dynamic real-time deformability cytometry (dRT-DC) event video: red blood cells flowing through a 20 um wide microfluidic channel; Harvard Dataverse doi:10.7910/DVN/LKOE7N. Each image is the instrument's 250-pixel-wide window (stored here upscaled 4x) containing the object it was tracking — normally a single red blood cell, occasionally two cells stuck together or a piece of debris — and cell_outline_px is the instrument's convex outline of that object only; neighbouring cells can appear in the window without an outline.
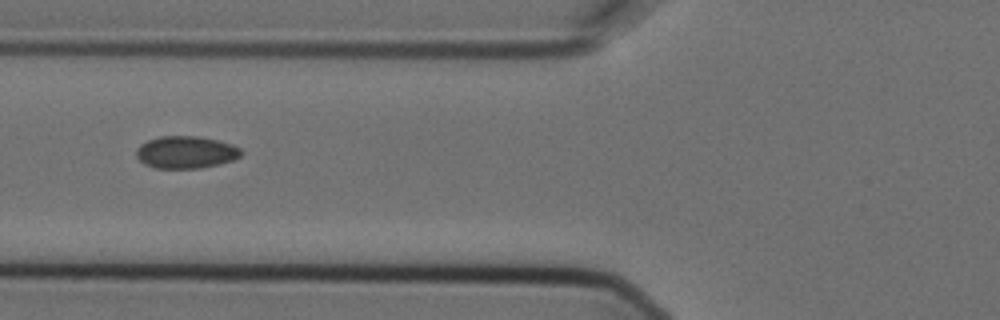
{"species": "Egyptian fruit bat (a non-hibernating species)", "species_latin": "Rousettus aegyptiacus", "temperature_condition": "cold", "stored_images_in_passage": 8, "camera_frame_rate_fps": 3000, "um_per_image_px": 0.085, "animal": {"sex": "female"}, "frame": {"image": 1, "passage_image": 3, "time_ms": 0.667, "image_size_px": [1000, 320], "cell_outline_px": [[244, 152], [240, 156], [232, 160], [200, 168], [156, 168], [144, 164], [136, 156], [136, 148], [140, 144], [148, 140], [160, 136], [200, 136], [232, 144], [240, 148]], "centroid_in_image_um": [15.78, 12.93], "position_along_channel_um": 110.0, "area_um2": 19.71}}
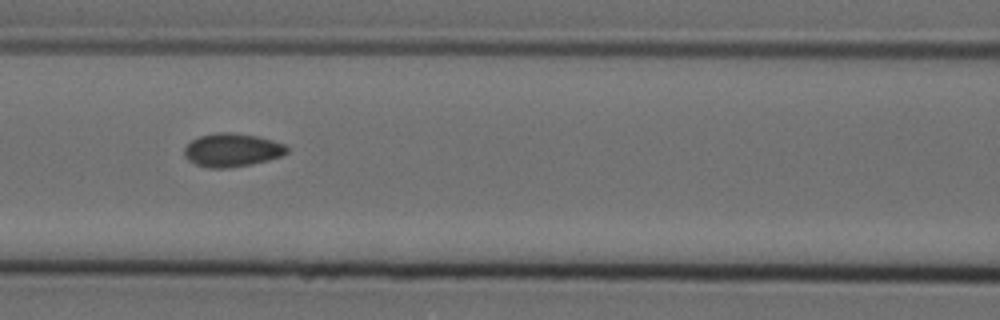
{"frame": {"image": 2, "passage_image": 4, "time_ms": 1.0, "image_size_px": [1000, 320], "cell_outline_px": [[288, 152], [280, 156], [268, 160], [228, 168], [208, 168], [196, 164], [188, 160], [184, 156], [184, 148], [192, 140], [200, 136], [216, 132], [232, 132], [260, 136], [284, 144], [288, 148]], "centroid_in_image_um": [19.71, 12.74], "position_along_channel_um": 146.9, "area_um2": 19.94}}
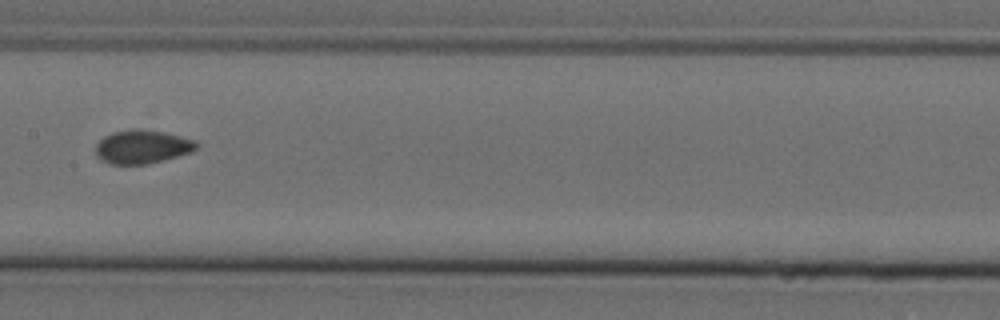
{"frame": {"image": 3, "passage_image": 5, "time_ms": 1.333, "image_size_px": [1000, 320], "cell_outline_px": [[200, 144], [192, 152], [148, 164], [108, 164], [96, 156], [96, 144], [104, 136], [112, 132], [132, 128], [140, 128], [164, 132], [196, 140]], "centroid_in_image_um": [12.09, 12.46], "position_along_channel_um": 195.3, "area_um2": 19.94}}